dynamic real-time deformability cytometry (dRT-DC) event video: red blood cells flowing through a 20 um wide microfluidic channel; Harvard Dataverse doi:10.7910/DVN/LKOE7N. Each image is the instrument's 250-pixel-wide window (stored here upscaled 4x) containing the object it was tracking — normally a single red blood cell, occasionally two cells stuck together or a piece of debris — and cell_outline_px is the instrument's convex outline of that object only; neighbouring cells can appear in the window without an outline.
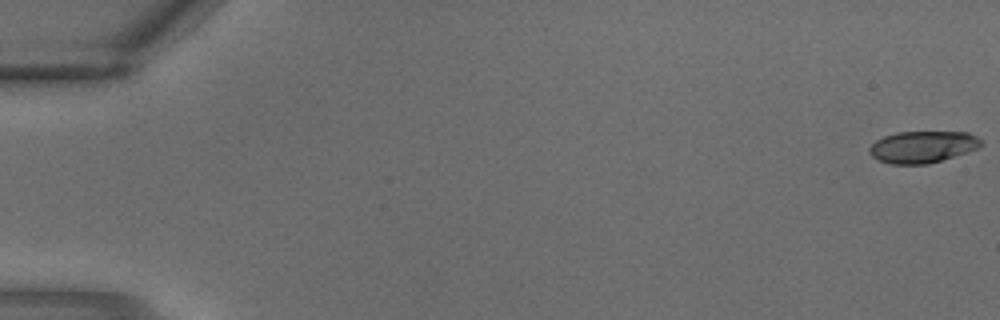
{"species": "common noctule bat (a hibernating species)", "species_latin": "Nyctalus noctula", "temperature_condition": "warm", "stored_images_in_passage": 4, "camera_frame_rate_fps": 3000, "um_per_image_px": 0.085, "animal": {"sex": "male", "body_mass_g": 18.8}, "frame": {"image": 1, "passage_image": 1, "time_ms": 0.0, "image_size_px": [1000, 320], "cell_outline_px": [[984, 144], [976, 148], [928, 164], [892, 164], [880, 160], [872, 156], [868, 152], [868, 148], [876, 140], [884, 136], [896, 132], [968, 132], [976, 136]], "centroid_in_image_um": [78.38, 12.47], "position_along_channel_um": 6.6, "area_um2": 20.4}}
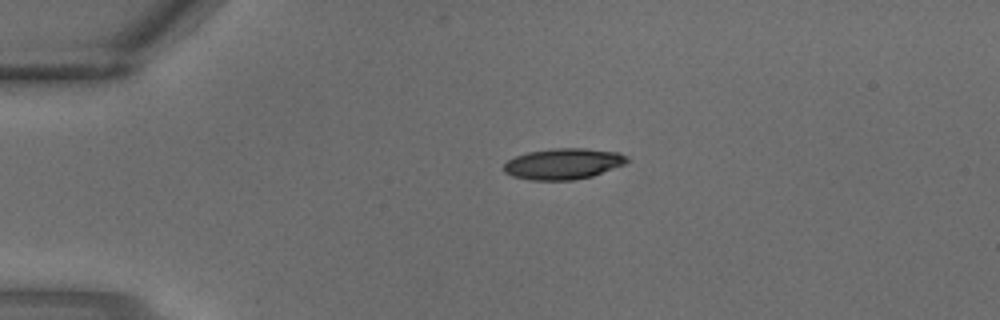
{"frame": {"image": 2, "passage_image": 3, "time_ms": 0.667, "image_size_px": [1000, 320], "cell_outline_px": [[628, 160], [624, 164], [592, 176], [572, 180], [532, 180], [512, 176], [504, 172], [504, 164], [508, 160], [516, 156], [528, 152], [552, 148], [584, 148], [620, 152], [628, 156]], "centroid_in_image_um": [47.88, 13.91], "position_along_channel_um": 37.1, "area_um2": 22.2}}